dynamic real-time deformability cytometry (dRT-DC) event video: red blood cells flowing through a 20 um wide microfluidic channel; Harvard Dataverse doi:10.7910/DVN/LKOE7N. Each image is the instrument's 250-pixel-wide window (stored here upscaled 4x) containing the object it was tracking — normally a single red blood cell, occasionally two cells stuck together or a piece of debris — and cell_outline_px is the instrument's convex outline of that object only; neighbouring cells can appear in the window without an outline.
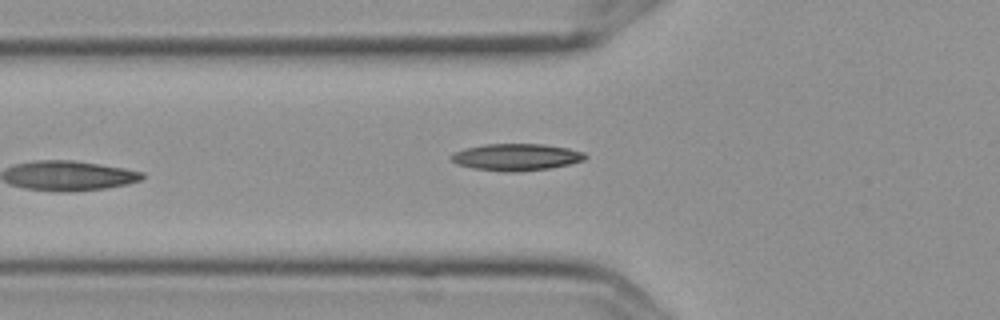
{"species": "Egyptian fruit bat (a non-hibernating species)", "species_latin": "Rousettus aegyptiacus", "temperature_condition": "cold", "stored_images_in_passage": 7, "camera_frame_rate_fps": 3000, "um_per_image_px": 0.085, "frame": {"image": 1, "passage_image": 6, "time_ms": 1.667, "image_size_px": [1000, 320], "cell_outline_px": [[588, 156], [584, 160], [568, 164], [548, 168], [516, 172], [508, 172], [472, 168], [456, 164], [448, 156], [452, 152], [464, 148], [484, 144], [544, 144], [568, 148], [584, 152]], "centroid_in_image_um": [43.84, 13.34], "position_along_channel_um": 82.0, "area_um2": 21.1}}
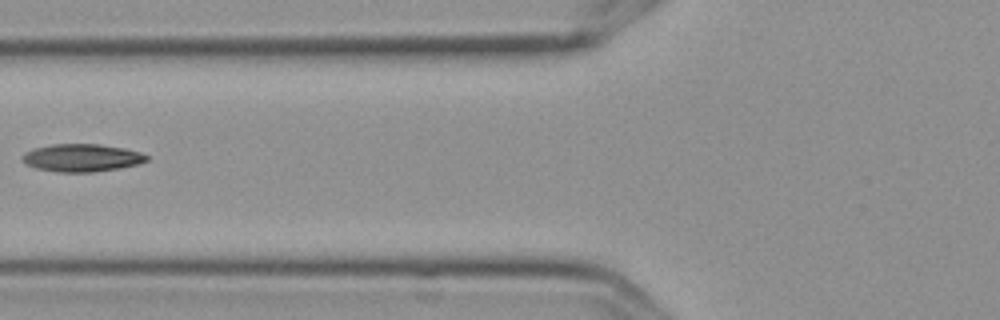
{"frame": {"image": 2, "passage_image": 7, "time_ms": 2.0, "image_size_px": [1000, 320], "cell_outline_px": [[148, 160], [136, 164], [116, 168], [92, 172], [60, 172], [36, 168], [28, 164], [24, 160], [24, 152], [32, 148], [52, 144], [100, 144], [124, 148], [140, 152], [148, 156]], "centroid_in_image_um": [6.95, 13.4], "position_along_channel_um": 118.9, "area_um2": 19.77}}